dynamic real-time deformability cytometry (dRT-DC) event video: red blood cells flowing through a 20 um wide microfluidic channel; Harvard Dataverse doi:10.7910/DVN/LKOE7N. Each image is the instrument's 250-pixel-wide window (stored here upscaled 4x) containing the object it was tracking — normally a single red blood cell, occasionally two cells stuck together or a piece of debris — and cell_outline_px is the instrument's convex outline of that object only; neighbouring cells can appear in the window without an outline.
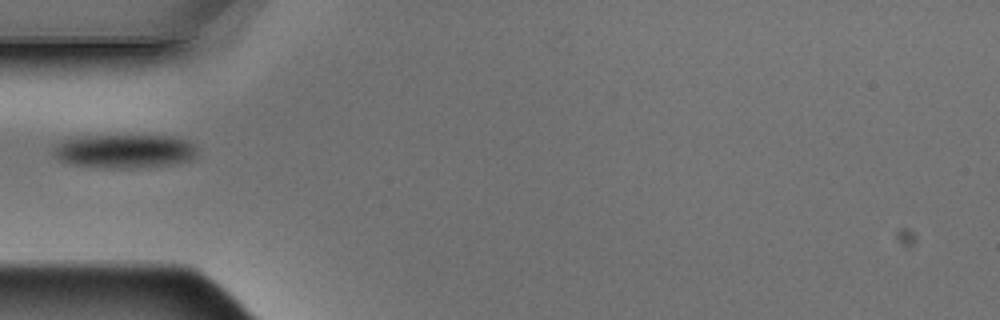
{"species": "Egyptian fruit bat (a non-hibernating species)", "species_latin": "Rousettus aegyptiacus", "temperature_condition": "warm", "stored_images_in_passage": 9, "camera_frame_rate_fps": 3000, "um_per_image_px": 0.085, "animal": {"sex": "male"}, "frame": {"image": 1, "passage_image": 3, "time_ms": 0.667, "image_size_px": [1000, 320], "cell_outline_px": [[196, 156], [192, 160], [180, 164], [136, 168], [100, 168], [72, 164], [60, 160], [56, 156], [56, 148], [60, 144], [68, 140], [88, 136], [172, 136], [188, 140], [196, 148]], "centroid_in_image_um": [10.73, 12.88], "position_along_channel_um": 74.3, "area_um2": 28.09}}
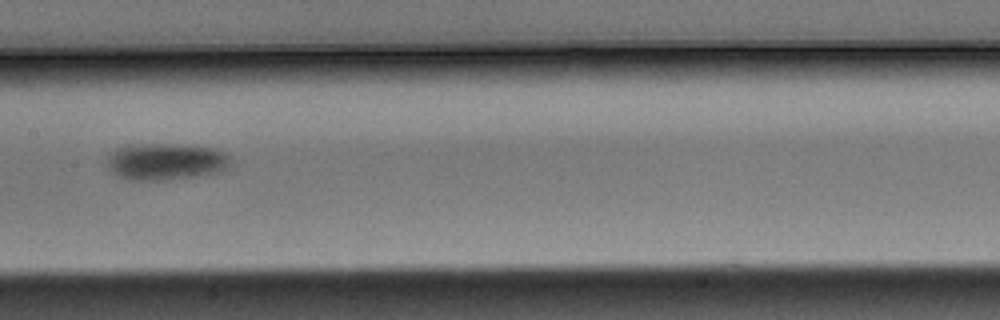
{"frame": {"image": 2, "passage_image": 6, "time_ms": 1.667, "image_size_px": [1000, 320], "cell_outline_px": [[228, 160], [224, 168], [216, 172], [196, 176], [164, 180], [128, 180], [112, 172], [108, 168], [108, 156], [116, 148], [124, 144], [172, 144], [216, 148], [228, 156]], "centroid_in_image_um": [14.0, 13.72], "position_along_channel_um": 193.4, "area_um2": 26.18}}
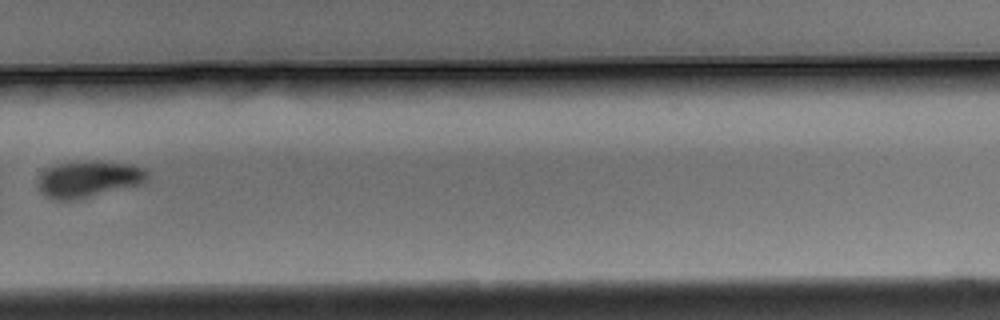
{"frame": {"image": 3, "passage_image": 9, "time_ms": 2.667, "image_size_px": [1000, 320], "cell_outline_px": [[148, 180], [144, 184], [76, 200], [52, 200], [40, 192], [36, 184], [36, 180], [48, 168], [56, 164], [88, 160], [100, 160], [132, 164], [144, 168], [148, 172]], "centroid_in_image_um": [7.56, 15.22], "position_along_channel_um": 322.2, "area_um2": 23.93}}